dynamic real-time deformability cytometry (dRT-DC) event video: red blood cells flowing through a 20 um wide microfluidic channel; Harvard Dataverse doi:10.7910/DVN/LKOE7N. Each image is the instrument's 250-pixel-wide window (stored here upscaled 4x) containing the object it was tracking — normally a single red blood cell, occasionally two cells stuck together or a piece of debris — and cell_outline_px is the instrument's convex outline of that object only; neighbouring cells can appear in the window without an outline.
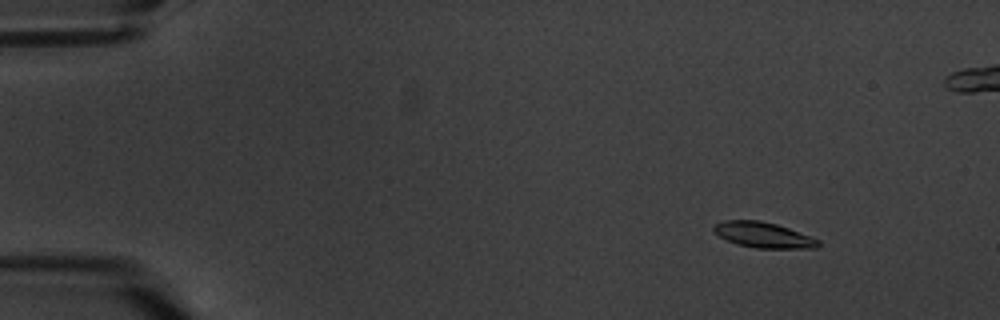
{"species": "common noctule bat (a hibernating species)", "species_latin": "Nyctalus noctula", "temperature_condition": "warm", "stored_images_in_passage": 7, "camera_frame_rate_fps": 3000, "um_per_image_px": 0.085, "animal": {"sex": "male", "body_mass_g": 20.1, "forearm_length_mm": 53.5}, "frame": {"image": 1, "passage_image": 3, "time_ms": 2.333, "image_size_px": [1000, 320], "cell_outline_px": [[820, 244], [816, 248], [756, 248], [736, 244], [720, 236], [712, 228], [716, 224], [724, 220], [760, 220], [776, 224], [788, 228], [820, 240]], "centroid_in_image_um": [64.89, 19.97], "position_along_channel_um": 20.1, "area_um2": 15.37}}